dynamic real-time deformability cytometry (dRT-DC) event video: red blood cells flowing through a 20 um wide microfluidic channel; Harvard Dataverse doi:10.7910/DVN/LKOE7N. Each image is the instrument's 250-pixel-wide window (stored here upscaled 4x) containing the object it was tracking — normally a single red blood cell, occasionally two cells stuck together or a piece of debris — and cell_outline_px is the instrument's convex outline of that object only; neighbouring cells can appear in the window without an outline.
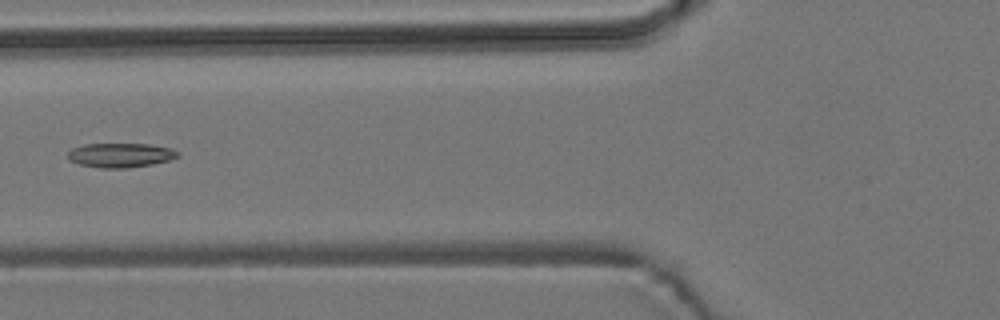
{"species": "common noctule bat (a hibernating species)", "species_latin": "Nyctalus noctula", "temperature_condition": "room temperature", "stored_images_in_passage": 6, "camera_frame_rate_fps": 3000, "um_per_image_px": 0.085, "animal": {"sex": "male", "body_mass_g": 19.2, "forearm_length_mm": 51.8}, "frame": {"image": 1, "passage_image": 6, "time_ms": 5.667, "image_size_px": [1000, 320], "cell_outline_px": [[180, 156], [168, 160], [152, 164], [128, 168], [100, 168], [80, 164], [68, 160], [68, 152], [72, 148], [84, 144], [148, 144], [172, 148], [180, 152]], "centroid_in_image_um": [10.25, 13.19], "position_along_channel_um": 115.5, "area_um2": 15.66}}